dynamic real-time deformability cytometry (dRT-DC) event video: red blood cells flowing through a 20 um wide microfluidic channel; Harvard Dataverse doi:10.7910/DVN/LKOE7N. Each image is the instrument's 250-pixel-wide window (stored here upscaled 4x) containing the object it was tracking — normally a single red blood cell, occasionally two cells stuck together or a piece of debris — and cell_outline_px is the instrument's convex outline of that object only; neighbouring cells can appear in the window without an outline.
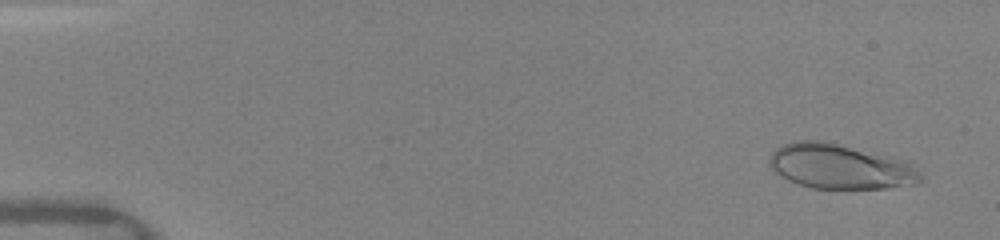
{"species": "human", "species_latin": "Homo sapiens", "temperature_condition": "warm", "stored_images_in_passage": 9, "camera_frame_rate_fps": 3000, "um_per_image_px": 0.085, "donor": {"sex": "female"}, "frame": {"image": 1, "passage_image": 2, "time_ms": 0.667, "image_size_px": [1000, 240], "cell_outline_px": [[924, 180], [920, 184], [884, 188], [812, 188], [788, 180], [776, 172], [768, 164], [768, 160], [772, 152], [776, 148], [784, 144], [796, 140], [828, 140], [908, 160], [924, 176]], "centroid_in_image_um": [71.48, 14.13], "position_along_channel_um": 13.5, "area_um2": 40.23}}